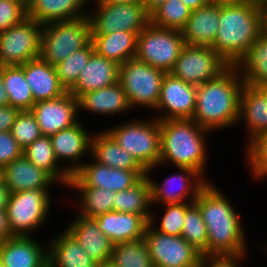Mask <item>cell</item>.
Here are the masks:
<instances>
[{"label": "cell", "instance_id": "obj_3", "mask_svg": "<svg viewBox=\"0 0 267 267\" xmlns=\"http://www.w3.org/2000/svg\"><path fill=\"white\" fill-rule=\"evenodd\" d=\"M219 27L212 48L236 65L260 36V7L247 2L220 3Z\"/></svg>", "mask_w": 267, "mask_h": 267}, {"label": "cell", "instance_id": "obj_17", "mask_svg": "<svg viewBox=\"0 0 267 267\" xmlns=\"http://www.w3.org/2000/svg\"><path fill=\"white\" fill-rule=\"evenodd\" d=\"M65 230L98 265L110 263L114 243L99 229L94 218L79 215Z\"/></svg>", "mask_w": 267, "mask_h": 267}, {"label": "cell", "instance_id": "obj_42", "mask_svg": "<svg viewBox=\"0 0 267 267\" xmlns=\"http://www.w3.org/2000/svg\"><path fill=\"white\" fill-rule=\"evenodd\" d=\"M247 148L250 166L255 177L267 176V131L258 134Z\"/></svg>", "mask_w": 267, "mask_h": 267}, {"label": "cell", "instance_id": "obj_52", "mask_svg": "<svg viewBox=\"0 0 267 267\" xmlns=\"http://www.w3.org/2000/svg\"><path fill=\"white\" fill-rule=\"evenodd\" d=\"M6 105H9V98L1 75V66H0V106H6Z\"/></svg>", "mask_w": 267, "mask_h": 267}, {"label": "cell", "instance_id": "obj_45", "mask_svg": "<svg viewBox=\"0 0 267 267\" xmlns=\"http://www.w3.org/2000/svg\"><path fill=\"white\" fill-rule=\"evenodd\" d=\"M22 155L23 149L12 136L11 131L0 132V166L5 167Z\"/></svg>", "mask_w": 267, "mask_h": 267}, {"label": "cell", "instance_id": "obj_61", "mask_svg": "<svg viewBox=\"0 0 267 267\" xmlns=\"http://www.w3.org/2000/svg\"><path fill=\"white\" fill-rule=\"evenodd\" d=\"M0 267H4V266H3V263L1 262V259H0Z\"/></svg>", "mask_w": 267, "mask_h": 267}, {"label": "cell", "instance_id": "obj_1", "mask_svg": "<svg viewBox=\"0 0 267 267\" xmlns=\"http://www.w3.org/2000/svg\"><path fill=\"white\" fill-rule=\"evenodd\" d=\"M239 72L235 65H230L216 78L197 86L192 119L199 126L215 130L240 120V95L245 83Z\"/></svg>", "mask_w": 267, "mask_h": 267}, {"label": "cell", "instance_id": "obj_16", "mask_svg": "<svg viewBox=\"0 0 267 267\" xmlns=\"http://www.w3.org/2000/svg\"><path fill=\"white\" fill-rule=\"evenodd\" d=\"M196 90L197 86L186 83L170 72L166 73L156 109L159 111L165 109L168 113L157 119H192L196 105Z\"/></svg>", "mask_w": 267, "mask_h": 267}, {"label": "cell", "instance_id": "obj_19", "mask_svg": "<svg viewBox=\"0 0 267 267\" xmlns=\"http://www.w3.org/2000/svg\"><path fill=\"white\" fill-rule=\"evenodd\" d=\"M220 3L212 1L205 7L192 10L181 30L184 42L191 46L212 47L219 27Z\"/></svg>", "mask_w": 267, "mask_h": 267}, {"label": "cell", "instance_id": "obj_26", "mask_svg": "<svg viewBox=\"0 0 267 267\" xmlns=\"http://www.w3.org/2000/svg\"><path fill=\"white\" fill-rule=\"evenodd\" d=\"M86 1L88 0H28L27 17L42 25L78 19L87 16L80 13Z\"/></svg>", "mask_w": 267, "mask_h": 267}, {"label": "cell", "instance_id": "obj_39", "mask_svg": "<svg viewBox=\"0 0 267 267\" xmlns=\"http://www.w3.org/2000/svg\"><path fill=\"white\" fill-rule=\"evenodd\" d=\"M82 194V206L79 215L96 218L99 215L113 211V200L116 192L93 187H71Z\"/></svg>", "mask_w": 267, "mask_h": 267}, {"label": "cell", "instance_id": "obj_48", "mask_svg": "<svg viewBox=\"0 0 267 267\" xmlns=\"http://www.w3.org/2000/svg\"><path fill=\"white\" fill-rule=\"evenodd\" d=\"M13 236L10 230L7 212L6 210H0V242L10 239Z\"/></svg>", "mask_w": 267, "mask_h": 267}, {"label": "cell", "instance_id": "obj_22", "mask_svg": "<svg viewBox=\"0 0 267 267\" xmlns=\"http://www.w3.org/2000/svg\"><path fill=\"white\" fill-rule=\"evenodd\" d=\"M179 170L182 171L181 175H173L165 180L161 186L157 185L156 182L152 181L150 177L147 175L150 186H151V204L153 202L159 203L162 201L163 204H179L186 203L185 197L190 195L191 193V203H194L197 198L199 192L208 184L207 181L201 178V174L191 168L187 167H179ZM186 175V176H185ZM194 179L196 182L194 183L191 179ZM197 178V179H196ZM201 178V179H200ZM178 180L179 183V191H170L168 190L170 183H175ZM207 182V183H206ZM168 187V188H167ZM192 190V191H191Z\"/></svg>", "mask_w": 267, "mask_h": 267}, {"label": "cell", "instance_id": "obj_59", "mask_svg": "<svg viewBox=\"0 0 267 267\" xmlns=\"http://www.w3.org/2000/svg\"><path fill=\"white\" fill-rule=\"evenodd\" d=\"M97 267H113L110 263L100 264Z\"/></svg>", "mask_w": 267, "mask_h": 267}, {"label": "cell", "instance_id": "obj_36", "mask_svg": "<svg viewBox=\"0 0 267 267\" xmlns=\"http://www.w3.org/2000/svg\"><path fill=\"white\" fill-rule=\"evenodd\" d=\"M110 264L113 267H154L144 238L114 244Z\"/></svg>", "mask_w": 267, "mask_h": 267}, {"label": "cell", "instance_id": "obj_46", "mask_svg": "<svg viewBox=\"0 0 267 267\" xmlns=\"http://www.w3.org/2000/svg\"><path fill=\"white\" fill-rule=\"evenodd\" d=\"M243 256L244 255H201L198 267H238L237 261Z\"/></svg>", "mask_w": 267, "mask_h": 267}, {"label": "cell", "instance_id": "obj_27", "mask_svg": "<svg viewBox=\"0 0 267 267\" xmlns=\"http://www.w3.org/2000/svg\"><path fill=\"white\" fill-rule=\"evenodd\" d=\"M90 153L95 161L111 168L146 170L134 156L121 148L107 131L92 137Z\"/></svg>", "mask_w": 267, "mask_h": 267}, {"label": "cell", "instance_id": "obj_54", "mask_svg": "<svg viewBox=\"0 0 267 267\" xmlns=\"http://www.w3.org/2000/svg\"><path fill=\"white\" fill-rule=\"evenodd\" d=\"M97 2L127 4V3L142 2V0H97Z\"/></svg>", "mask_w": 267, "mask_h": 267}, {"label": "cell", "instance_id": "obj_13", "mask_svg": "<svg viewBox=\"0 0 267 267\" xmlns=\"http://www.w3.org/2000/svg\"><path fill=\"white\" fill-rule=\"evenodd\" d=\"M151 216L144 241L154 267H198L201 253L182 236H171L156 231Z\"/></svg>", "mask_w": 267, "mask_h": 267}, {"label": "cell", "instance_id": "obj_53", "mask_svg": "<svg viewBox=\"0 0 267 267\" xmlns=\"http://www.w3.org/2000/svg\"><path fill=\"white\" fill-rule=\"evenodd\" d=\"M167 0H142L146 11L151 14L157 7L166 2Z\"/></svg>", "mask_w": 267, "mask_h": 267}, {"label": "cell", "instance_id": "obj_55", "mask_svg": "<svg viewBox=\"0 0 267 267\" xmlns=\"http://www.w3.org/2000/svg\"><path fill=\"white\" fill-rule=\"evenodd\" d=\"M264 97L267 103V85L255 87Z\"/></svg>", "mask_w": 267, "mask_h": 267}, {"label": "cell", "instance_id": "obj_15", "mask_svg": "<svg viewBox=\"0 0 267 267\" xmlns=\"http://www.w3.org/2000/svg\"><path fill=\"white\" fill-rule=\"evenodd\" d=\"M78 108V99L66 92L62 96L36 102L31 108L42 136H51L62 129L69 128L76 124Z\"/></svg>", "mask_w": 267, "mask_h": 267}, {"label": "cell", "instance_id": "obj_32", "mask_svg": "<svg viewBox=\"0 0 267 267\" xmlns=\"http://www.w3.org/2000/svg\"><path fill=\"white\" fill-rule=\"evenodd\" d=\"M235 66L243 69L241 74L246 85H267V39L260 35Z\"/></svg>", "mask_w": 267, "mask_h": 267}, {"label": "cell", "instance_id": "obj_49", "mask_svg": "<svg viewBox=\"0 0 267 267\" xmlns=\"http://www.w3.org/2000/svg\"><path fill=\"white\" fill-rule=\"evenodd\" d=\"M260 35L267 39V5L260 7Z\"/></svg>", "mask_w": 267, "mask_h": 267}, {"label": "cell", "instance_id": "obj_9", "mask_svg": "<svg viewBox=\"0 0 267 267\" xmlns=\"http://www.w3.org/2000/svg\"><path fill=\"white\" fill-rule=\"evenodd\" d=\"M97 4V13L88 15L92 35L112 34L116 31L140 33L150 23V14L142 2Z\"/></svg>", "mask_w": 267, "mask_h": 267}, {"label": "cell", "instance_id": "obj_51", "mask_svg": "<svg viewBox=\"0 0 267 267\" xmlns=\"http://www.w3.org/2000/svg\"><path fill=\"white\" fill-rule=\"evenodd\" d=\"M191 10L209 5L213 0H181Z\"/></svg>", "mask_w": 267, "mask_h": 267}, {"label": "cell", "instance_id": "obj_25", "mask_svg": "<svg viewBox=\"0 0 267 267\" xmlns=\"http://www.w3.org/2000/svg\"><path fill=\"white\" fill-rule=\"evenodd\" d=\"M55 157L60 159H69L72 164L66 168L70 175H73L80 167L78 160L86 151H91V139L89 133L83 128L80 122L73 126L62 129L56 134L50 136Z\"/></svg>", "mask_w": 267, "mask_h": 267}, {"label": "cell", "instance_id": "obj_50", "mask_svg": "<svg viewBox=\"0 0 267 267\" xmlns=\"http://www.w3.org/2000/svg\"><path fill=\"white\" fill-rule=\"evenodd\" d=\"M11 192L7 188V186L2 183L0 184V210H6V207L9 203Z\"/></svg>", "mask_w": 267, "mask_h": 267}, {"label": "cell", "instance_id": "obj_44", "mask_svg": "<svg viewBox=\"0 0 267 267\" xmlns=\"http://www.w3.org/2000/svg\"><path fill=\"white\" fill-rule=\"evenodd\" d=\"M27 17V6L21 1L0 0V32L16 26Z\"/></svg>", "mask_w": 267, "mask_h": 267}, {"label": "cell", "instance_id": "obj_10", "mask_svg": "<svg viewBox=\"0 0 267 267\" xmlns=\"http://www.w3.org/2000/svg\"><path fill=\"white\" fill-rule=\"evenodd\" d=\"M43 25L26 17L0 32V66L23 65L40 56Z\"/></svg>", "mask_w": 267, "mask_h": 267}, {"label": "cell", "instance_id": "obj_21", "mask_svg": "<svg viewBox=\"0 0 267 267\" xmlns=\"http://www.w3.org/2000/svg\"><path fill=\"white\" fill-rule=\"evenodd\" d=\"M120 64L94 52L70 91L77 99L85 93L109 87L119 80Z\"/></svg>", "mask_w": 267, "mask_h": 267}, {"label": "cell", "instance_id": "obj_4", "mask_svg": "<svg viewBox=\"0 0 267 267\" xmlns=\"http://www.w3.org/2000/svg\"><path fill=\"white\" fill-rule=\"evenodd\" d=\"M210 130L193 119L160 120V163L172 161L203 174L206 157L205 134Z\"/></svg>", "mask_w": 267, "mask_h": 267}, {"label": "cell", "instance_id": "obj_29", "mask_svg": "<svg viewBox=\"0 0 267 267\" xmlns=\"http://www.w3.org/2000/svg\"><path fill=\"white\" fill-rule=\"evenodd\" d=\"M78 108L99 114H118L130 109L123 87L119 82L97 89L78 98Z\"/></svg>", "mask_w": 267, "mask_h": 267}, {"label": "cell", "instance_id": "obj_20", "mask_svg": "<svg viewBox=\"0 0 267 267\" xmlns=\"http://www.w3.org/2000/svg\"><path fill=\"white\" fill-rule=\"evenodd\" d=\"M99 229L114 243L144 238L149 221L142 215L110 211L94 218Z\"/></svg>", "mask_w": 267, "mask_h": 267}, {"label": "cell", "instance_id": "obj_38", "mask_svg": "<svg viewBox=\"0 0 267 267\" xmlns=\"http://www.w3.org/2000/svg\"><path fill=\"white\" fill-rule=\"evenodd\" d=\"M191 11L181 0H167L150 14V22L158 27L181 31Z\"/></svg>", "mask_w": 267, "mask_h": 267}, {"label": "cell", "instance_id": "obj_28", "mask_svg": "<svg viewBox=\"0 0 267 267\" xmlns=\"http://www.w3.org/2000/svg\"><path fill=\"white\" fill-rule=\"evenodd\" d=\"M48 267H97L79 242L66 230L50 243Z\"/></svg>", "mask_w": 267, "mask_h": 267}, {"label": "cell", "instance_id": "obj_37", "mask_svg": "<svg viewBox=\"0 0 267 267\" xmlns=\"http://www.w3.org/2000/svg\"><path fill=\"white\" fill-rule=\"evenodd\" d=\"M94 52L91 41L86 47L77 50L55 65L59 82L66 92H70L76 86L79 73L87 65Z\"/></svg>", "mask_w": 267, "mask_h": 267}, {"label": "cell", "instance_id": "obj_40", "mask_svg": "<svg viewBox=\"0 0 267 267\" xmlns=\"http://www.w3.org/2000/svg\"><path fill=\"white\" fill-rule=\"evenodd\" d=\"M181 236L202 255H207V227L195 203L186 209Z\"/></svg>", "mask_w": 267, "mask_h": 267}, {"label": "cell", "instance_id": "obj_60", "mask_svg": "<svg viewBox=\"0 0 267 267\" xmlns=\"http://www.w3.org/2000/svg\"><path fill=\"white\" fill-rule=\"evenodd\" d=\"M16 1H21L22 3H24L27 6L28 0H16Z\"/></svg>", "mask_w": 267, "mask_h": 267}, {"label": "cell", "instance_id": "obj_14", "mask_svg": "<svg viewBox=\"0 0 267 267\" xmlns=\"http://www.w3.org/2000/svg\"><path fill=\"white\" fill-rule=\"evenodd\" d=\"M147 170H123L98 163L82 164L71 175L69 187H93L120 192L134 186Z\"/></svg>", "mask_w": 267, "mask_h": 267}, {"label": "cell", "instance_id": "obj_41", "mask_svg": "<svg viewBox=\"0 0 267 267\" xmlns=\"http://www.w3.org/2000/svg\"><path fill=\"white\" fill-rule=\"evenodd\" d=\"M12 136L25 149L42 136L39 125L31 111H20L11 128Z\"/></svg>", "mask_w": 267, "mask_h": 267}, {"label": "cell", "instance_id": "obj_12", "mask_svg": "<svg viewBox=\"0 0 267 267\" xmlns=\"http://www.w3.org/2000/svg\"><path fill=\"white\" fill-rule=\"evenodd\" d=\"M230 65L212 48L185 44L170 73L199 86L216 78Z\"/></svg>", "mask_w": 267, "mask_h": 267}, {"label": "cell", "instance_id": "obj_56", "mask_svg": "<svg viewBox=\"0 0 267 267\" xmlns=\"http://www.w3.org/2000/svg\"><path fill=\"white\" fill-rule=\"evenodd\" d=\"M249 2L257 5L258 7L267 5V0H249Z\"/></svg>", "mask_w": 267, "mask_h": 267}, {"label": "cell", "instance_id": "obj_58", "mask_svg": "<svg viewBox=\"0 0 267 267\" xmlns=\"http://www.w3.org/2000/svg\"><path fill=\"white\" fill-rule=\"evenodd\" d=\"M3 183V167L0 166V184Z\"/></svg>", "mask_w": 267, "mask_h": 267}, {"label": "cell", "instance_id": "obj_43", "mask_svg": "<svg viewBox=\"0 0 267 267\" xmlns=\"http://www.w3.org/2000/svg\"><path fill=\"white\" fill-rule=\"evenodd\" d=\"M192 203L166 204L168 206L163 214L159 228L154 229L160 233L171 236H181L186 209Z\"/></svg>", "mask_w": 267, "mask_h": 267}, {"label": "cell", "instance_id": "obj_8", "mask_svg": "<svg viewBox=\"0 0 267 267\" xmlns=\"http://www.w3.org/2000/svg\"><path fill=\"white\" fill-rule=\"evenodd\" d=\"M165 74V71L150 66L136 58L122 63L118 82L126 93L130 107L143 105L156 109Z\"/></svg>", "mask_w": 267, "mask_h": 267}, {"label": "cell", "instance_id": "obj_5", "mask_svg": "<svg viewBox=\"0 0 267 267\" xmlns=\"http://www.w3.org/2000/svg\"><path fill=\"white\" fill-rule=\"evenodd\" d=\"M92 41L88 16L43 25L40 58L55 66Z\"/></svg>", "mask_w": 267, "mask_h": 267}, {"label": "cell", "instance_id": "obj_24", "mask_svg": "<svg viewBox=\"0 0 267 267\" xmlns=\"http://www.w3.org/2000/svg\"><path fill=\"white\" fill-rule=\"evenodd\" d=\"M31 88L34 102L55 99L66 93L61 86L55 66L40 57L20 65Z\"/></svg>", "mask_w": 267, "mask_h": 267}, {"label": "cell", "instance_id": "obj_18", "mask_svg": "<svg viewBox=\"0 0 267 267\" xmlns=\"http://www.w3.org/2000/svg\"><path fill=\"white\" fill-rule=\"evenodd\" d=\"M30 236H13L0 242L4 267H48V250Z\"/></svg>", "mask_w": 267, "mask_h": 267}, {"label": "cell", "instance_id": "obj_6", "mask_svg": "<svg viewBox=\"0 0 267 267\" xmlns=\"http://www.w3.org/2000/svg\"><path fill=\"white\" fill-rule=\"evenodd\" d=\"M184 45L181 31L150 22L138 35L135 58L169 73Z\"/></svg>", "mask_w": 267, "mask_h": 267}, {"label": "cell", "instance_id": "obj_2", "mask_svg": "<svg viewBox=\"0 0 267 267\" xmlns=\"http://www.w3.org/2000/svg\"><path fill=\"white\" fill-rule=\"evenodd\" d=\"M194 203L207 227V255H244L240 217L219 189L208 182Z\"/></svg>", "mask_w": 267, "mask_h": 267}, {"label": "cell", "instance_id": "obj_23", "mask_svg": "<svg viewBox=\"0 0 267 267\" xmlns=\"http://www.w3.org/2000/svg\"><path fill=\"white\" fill-rule=\"evenodd\" d=\"M56 180L36 167L24 155L3 167V183L11 193L30 189H47Z\"/></svg>", "mask_w": 267, "mask_h": 267}, {"label": "cell", "instance_id": "obj_11", "mask_svg": "<svg viewBox=\"0 0 267 267\" xmlns=\"http://www.w3.org/2000/svg\"><path fill=\"white\" fill-rule=\"evenodd\" d=\"M48 193L47 189H30L10 194L6 212L14 236H29L31 229L45 221L50 205Z\"/></svg>", "mask_w": 267, "mask_h": 267}, {"label": "cell", "instance_id": "obj_7", "mask_svg": "<svg viewBox=\"0 0 267 267\" xmlns=\"http://www.w3.org/2000/svg\"><path fill=\"white\" fill-rule=\"evenodd\" d=\"M118 145L147 170L160 163V120L133 122L107 131Z\"/></svg>", "mask_w": 267, "mask_h": 267}, {"label": "cell", "instance_id": "obj_33", "mask_svg": "<svg viewBox=\"0 0 267 267\" xmlns=\"http://www.w3.org/2000/svg\"><path fill=\"white\" fill-rule=\"evenodd\" d=\"M150 203L151 186L146 175L134 186L116 192L113 200V211L142 215L150 221L152 216V213L148 211L149 205H152Z\"/></svg>", "mask_w": 267, "mask_h": 267}, {"label": "cell", "instance_id": "obj_31", "mask_svg": "<svg viewBox=\"0 0 267 267\" xmlns=\"http://www.w3.org/2000/svg\"><path fill=\"white\" fill-rule=\"evenodd\" d=\"M244 118L250 131V141L267 131V103L255 88L244 85L240 95L239 119Z\"/></svg>", "mask_w": 267, "mask_h": 267}, {"label": "cell", "instance_id": "obj_47", "mask_svg": "<svg viewBox=\"0 0 267 267\" xmlns=\"http://www.w3.org/2000/svg\"><path fill=\"white\" fill-rule=\"evenodd\" d=\"M19 112V109L11 105L0 106V132L11 131Z\"/></svg>", "mask_w": 267, "mask_h": 267}, {"label": "cell", "instance_id": "obj_30", "mask_svg": "<svg viewBox=\"0 0 267 267\" xmlns=\"http://www.w3.org/2000/svg\"><path fill=\"white\" fill-rule=\"evenodd\" d=\"M139 33L116 31L112 34L92 35L94 51L118 64L135 58Z\"/></svg>", "mask_w": 267, "mask_h": 267}, {"label": "cell", "instance_id": "obj_34", "mask_svg": "<svg viewBox=\"0 0 267 267\" xmlns=\"http://www.w3.org/2000/svg\"><path fill=\"white\" fill-rule=\"evenodd\" d=\"M23 155L36 167L44 169L56 181L68 186L71 175L64 168L58 167L50 136H41L23 149Z\"/></svg>", "mask_w": 267, "mask_h": 267}, {"label": "cell", "instance_id": "obj_57", "mask_svg": "<svg viewBox=\"0 0 267 267\" xmlns=\"http://www.w3.org/2000/svg\"><path fill=\"white\" fill-rule=\"evenodd\" d=\"M219 3H230V2H247L249 0H213Z\"/></svg>", "mask_w": 267, "mask_h": 267}, {"label": "cell", "instance_id": "obj_35", "mask_svg": "<svg viewBox=\"0 0 267 267\" xmlns=\"http://www.w3.org/2000/svg\"><path fill=\"white\" fill-rule=\"evenodd\" d=\"M1 75L7 90L9 105L20 111H30L35 102L23 68L20 65L1 66Z\"/></svg>", "mask_w": 267, "mask_h": 267}]
</instances>
